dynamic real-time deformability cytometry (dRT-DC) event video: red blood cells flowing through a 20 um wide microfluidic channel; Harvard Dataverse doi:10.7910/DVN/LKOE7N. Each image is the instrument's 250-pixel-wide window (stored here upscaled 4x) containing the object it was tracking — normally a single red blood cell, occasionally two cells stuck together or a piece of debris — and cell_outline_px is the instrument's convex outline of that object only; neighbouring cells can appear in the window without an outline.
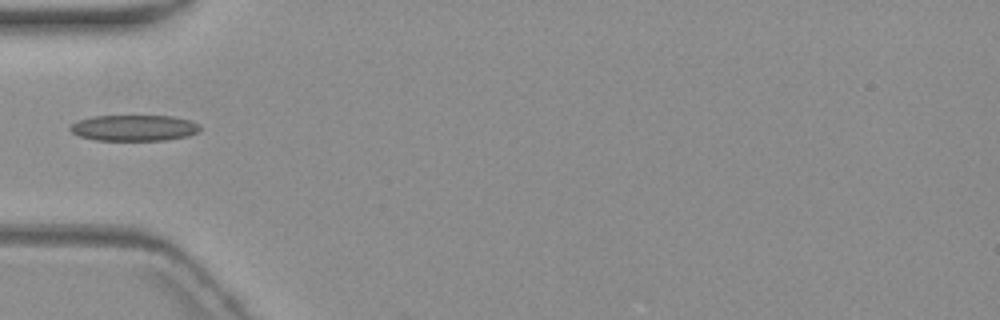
{"species": "common noctule bat (a hibernating species)", "species_latin": "Nyctalus noctula", "temperature_condition": "warm", "stored_images_in_passage": 4, "camera_frame_rate_fps": 3000, "um_per_image_px": 0.085, "animal": {"sex": "female", "body_mass_g": 19.3, "forearm_length_mm": 54.1}, "frame": {"image": 1, "passage_image": 2, "time_ms": 1.333, "image_size_px": [1000, 320], "cell_outline_px": [[200, 128], [196, 132], [188, 136], [164, 140], [96, 140], [80, 136], [72, 132], [68, 128], [76, 120], [92, 116], [172, 116], [188, 120], [200, 124]], "centroid_in_image_um": [11.36, 10.87], "position_along_channel_um": 73.6, "area_um2": 19.59}}
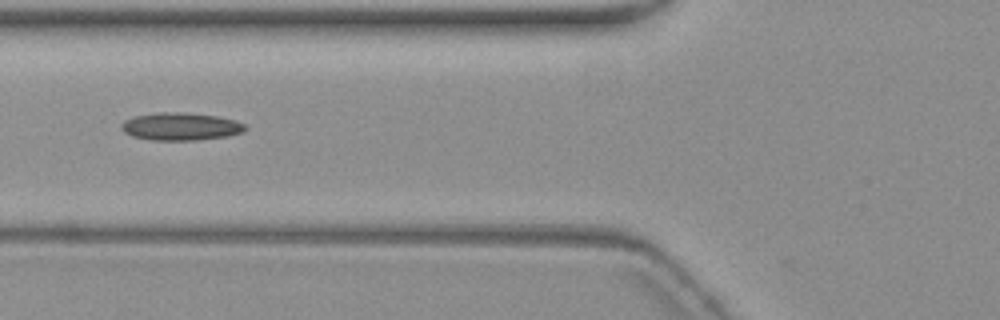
{"frame": {"image": 2, "passage_image": 3, "time_ms": 2.333, "image_size_px": [1000, 320], "cell_outline_px": [[248, 128], [244, 132], [228, 136], [196, 140], [148, 140], [132, 136], [124, 132], [120, 128], [120, 124], [124, 120], [136, 116], [156, 112], [184, 112], [216, 116], [236, 120], [244, 124]], "centroid_in_image_um": [15.35, 10.75], "position_along_channel_um": 110.4, "area_um2": 20.17}}
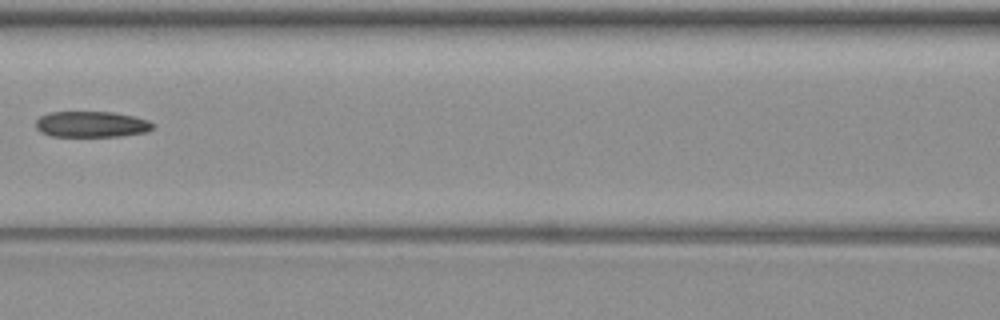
{"frame": {"image": 3, "passage_image": 4, "time_ms": 3.667, "image_size_px": [1000, 320], "cell_outline_px": [[156, 124], [148, 132], [124, 136], [52, 136], [40, 132], [36, 128], [36, 120], [40, 116], [52, 112], [112, 112], [132, 116], [148, 120]], "centroid_in_image_um": [7.8, 10.57], "position_along_channel_um": 158.8, "area_um2": 17.74}}